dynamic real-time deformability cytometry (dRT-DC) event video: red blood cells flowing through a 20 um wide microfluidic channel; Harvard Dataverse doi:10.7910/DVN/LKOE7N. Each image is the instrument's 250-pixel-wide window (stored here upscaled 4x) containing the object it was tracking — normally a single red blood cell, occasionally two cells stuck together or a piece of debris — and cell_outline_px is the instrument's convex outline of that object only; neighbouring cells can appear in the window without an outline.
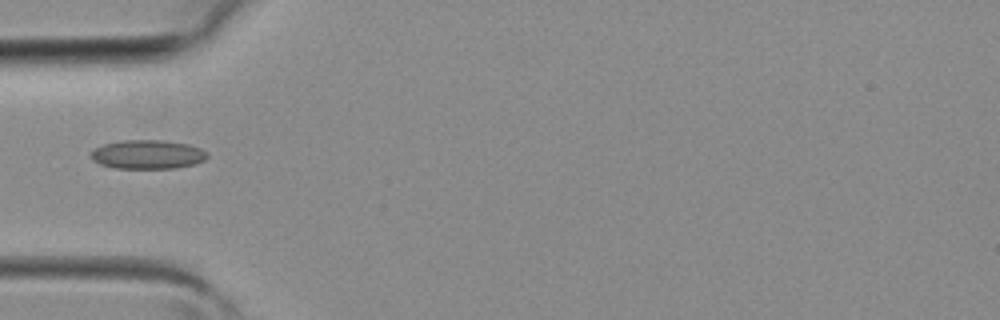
{"species": "common noctule bat (a hibernating species)", "species_latin": "Nyctalus noctula", "temperature_condition": "room temperature", "stored_images_in_passage": 3, "camera_frame_rate_fps": 3000, "um_per_image_px": 0.085, "animal": {"sex": "female", "body_mass_g": 19.3, "forearm_length_mm": 54.1}, "frame": {"image": 1, "passage_image": 3, "time_ms": 0.667, "image_size_px": [1000, 320], "cell_outline_px": [[208, 156], [204, 160], [196, 164], [176, 168], [116, 168], [100, 164], [92, 160], [88, 156], [96, 148], [104, 144], [124, 140], [160, 140], [188, 144], [200, 148]], "centroid_in_image_um": [12.53, 13.13], "position_along_channel_um": 72.5, "area_um2": 19.54}}